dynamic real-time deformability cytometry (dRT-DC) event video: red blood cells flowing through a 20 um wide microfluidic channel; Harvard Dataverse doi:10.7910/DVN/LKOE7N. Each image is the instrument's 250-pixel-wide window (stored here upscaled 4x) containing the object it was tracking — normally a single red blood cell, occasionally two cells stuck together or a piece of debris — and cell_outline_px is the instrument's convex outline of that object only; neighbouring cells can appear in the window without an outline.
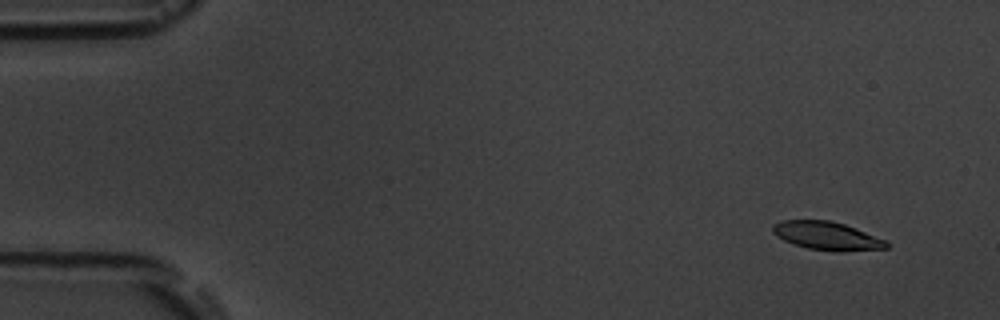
{"species": "common noctule bat (a hibernating species)", "species_latin": "Nyctalus noctula", "temperature_condition": "room temperature", "stored_images_in_passage": 7, "camera_frame_rate_fps": 3000, "um_per_image_px": 0.085, "animal": {"sex": "male", "body_mass_g": 19.5, "forearm_length_mm": 54.6}, "frame": {"image": 1, "passage_image": 2, "time_ms": 1.333, "image_size_px": [1000, 320], "cell_outline_px": [[888, 248], [840, 252], [836, 252], [808, 248], [792, 244], [776, 236], [772, 232], [772, 224], [780, 220], [832, 220], [856, 228], [888, 240]], "centroid_in_image_um": [70.29, 20.04], "position_along_channel_um": 14.7, "area_um2": 19.07}}
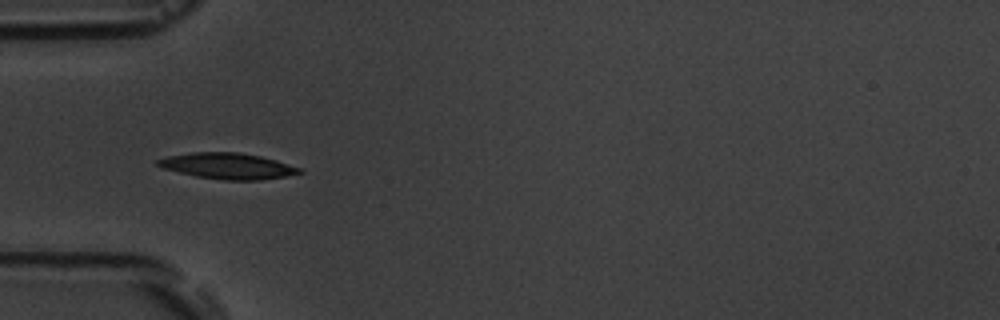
{"frame": {"image": 2, "passage_image": 6, "time_ms": 6.0, "image_size_px": [1000, 320], "cell_outline_px": [[304, 172], [284, 176], [260, 180], [224, 180], [196, 176], [164, 168], [156, 164], [156, 160], [168, 156], [192, 152], [240, 152], [260, 156], [276, 160], [300, 168]], "centroid_in_image_um": [19.36, 14.1], "position_along_channel_um": 65.6, "area_um2": 21.21}}
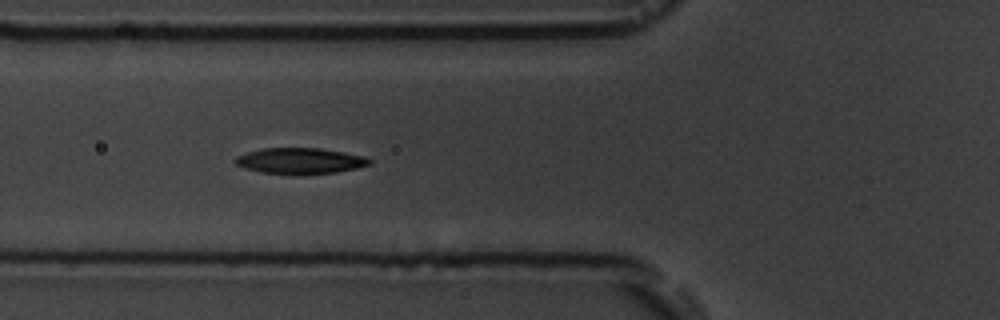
{"frame": {"image": 3, "passage_image": 7, "time_ms": 7.0, "image_size_px": [1000, 320], "cell_outline_px": [[372, 164], [356, 168], [336, 172], [296, 176], [264, 172], [244, 168], [236, 164], [232, 160], [236, 156], [248, 152], [264, 148], [320, 148], [344, 152], [364, 156], [372, 160]], "centroid_in_image_um": [25.51, 13.69], "position_along_channel_um": 100.3, "area_um2": 20.58}}